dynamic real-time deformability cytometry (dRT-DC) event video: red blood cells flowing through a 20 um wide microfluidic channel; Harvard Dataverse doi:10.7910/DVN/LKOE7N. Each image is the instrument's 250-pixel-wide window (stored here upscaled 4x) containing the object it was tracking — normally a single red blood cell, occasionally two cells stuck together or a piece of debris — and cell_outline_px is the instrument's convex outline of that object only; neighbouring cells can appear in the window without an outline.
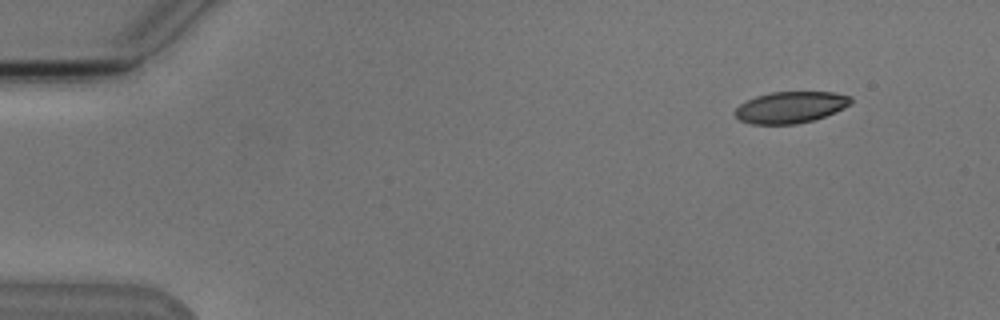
{"species": "Egyptian fruit bat (a non-hibernating species)", "species_latin": "Rousettus aegyptiacus", "temperature_condition": "cold", "stored_images_in_passage": 4, "camera_frame_rate_fps": 3000, "um_per_image_px": 0.085, "animal": {"sex": "male"}, "frame": {"image": 1, "passage_image": 1, "time_ms": 0.0, "image_size_px": [1000, 320], "cell_outline_px": [[852, 104], [844, 108], [824, 116], [812, 120], [796, 124], [752, 124], [740, 120], [732, 112], [740, 104], [756, 96], [772, 92], [832, 92], [852, 96]], "centroid_in_image_um": [67.2, 9.11], "position_along_channel_um": 17.8, "area_um2": 21.21}}
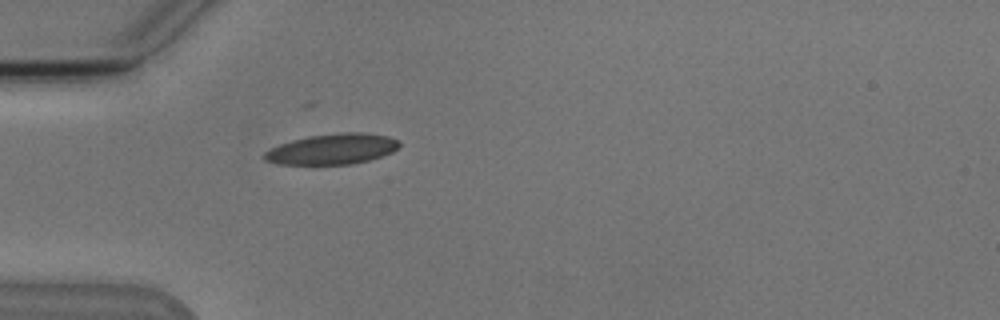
{"frame": {"image": 2, "passage_image": 4, "time_ms": 3.667, "image_size_px": [1000, 320], "cell_outline_px": [[400, 144], [392, 152], [368, 160], [352, 164], [276, 164], [264, 160], [260, 156], [264, 152], [280, 144], [292, 140], [308, 136], [344, 132], [360, 132], [388, 136], [400, 140]], "centroid_in_image_um": [28.21, 12.67], "position_along_channel_um": 56.8, "area_um2": 23.99}}